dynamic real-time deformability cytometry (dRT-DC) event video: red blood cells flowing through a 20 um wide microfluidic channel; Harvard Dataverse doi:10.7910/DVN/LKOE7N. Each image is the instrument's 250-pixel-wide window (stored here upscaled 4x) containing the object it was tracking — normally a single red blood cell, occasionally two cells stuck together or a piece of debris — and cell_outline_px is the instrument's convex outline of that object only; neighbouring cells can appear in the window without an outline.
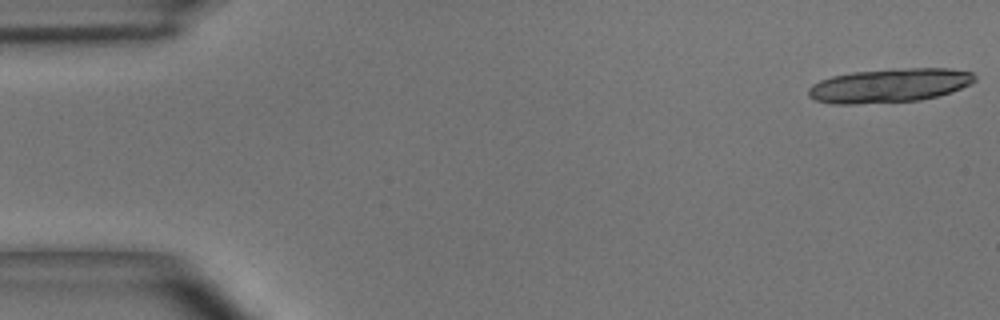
{"species": "common noctule bat (a hibernating species)", "species_latin": "Nyctalus noctula", "temperature_condition": "room temperature", "stored_images_in_passage": 21, "camera_frame_rate_fps": 3000, "um_per_image_px": 0.085, "animal": {"sex": "male", "body_mass_g": 15.6}, "frame": {"image": 1, "passage_image": 1, "time_ms": 0.0, "image_size_px": [1000, 320], "cell_outline_px": [[976, 80], [972, 84], [952, 92], [920, 100], [852, 104], [832, 104], [816, 100], [808, 96], [808, 88], [812, 84], [820, 80], [832, 76], [852, 72], [904, 68], [948, 68], [972, 72], [976, 76]], "centroid_in_image_um": [75.62, 7.26], "position_along_channel_um": 9.4, "area_um2": 33.0}}